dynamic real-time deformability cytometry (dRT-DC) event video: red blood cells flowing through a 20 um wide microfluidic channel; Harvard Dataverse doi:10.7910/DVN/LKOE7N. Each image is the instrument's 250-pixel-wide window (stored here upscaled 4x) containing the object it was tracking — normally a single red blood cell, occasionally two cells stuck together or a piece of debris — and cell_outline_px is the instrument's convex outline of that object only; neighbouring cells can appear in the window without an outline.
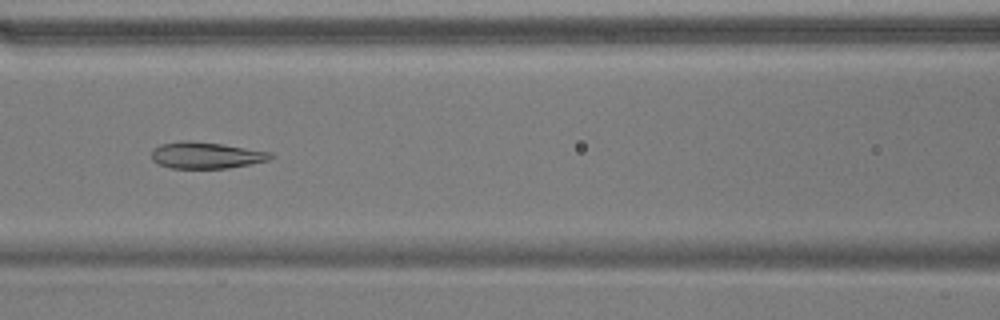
{"species": "common noctule bat (a hibernating species)", "species_latin": "Nyctalus noctula", "temperature_condition": "warm", "stored_images_in_passage": 50, "camera_frame_rate_fps": 3000, "um_per_image_px": 0.085, "animal": {"sex": "male", "body_mass_g": 17.9}, "frame": {"image": 1, "passage_image": 20, "time_ms": 6.333, "image_size_px": [1000, 320], "cell_outline_px": [[276, 156], [268, 160], [228, 168], [172, 168], [160, 164], [152, 160], [152, 148], [160, 144], [220, 144], [272, 152]], "centroid_in_image_um": [17.59, 13.25], "position_along_channel_um": 149.0, "area_um2": 17.34}}
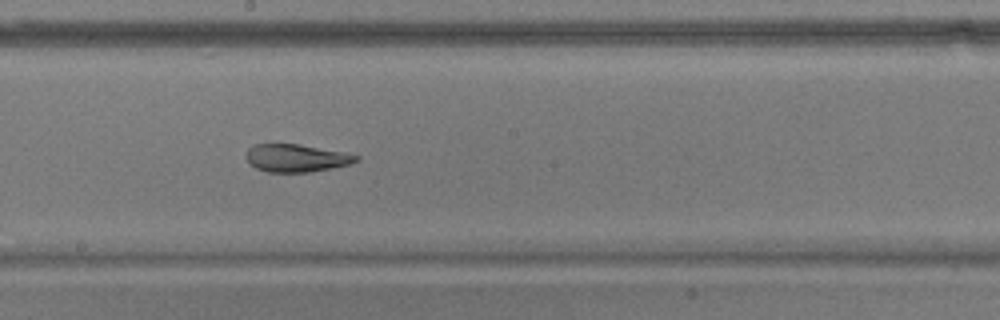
{"frame": {"image": 2, "passage_image": 26, "time_ms": 8.333, "image_size_px": [1000, 320], "cell_outline_px": [[360, 160], [348, 164], [308, 172], [268, 172], [256, 168], [248, 164], [244, 156], [248, 148], [256, 144], [300, 144], [348, 152], [360, 156]], "centroid_in_image_um": [25.16, 13.42], "position_along_channel_um": 223.0, "area_um2": 17.98}}
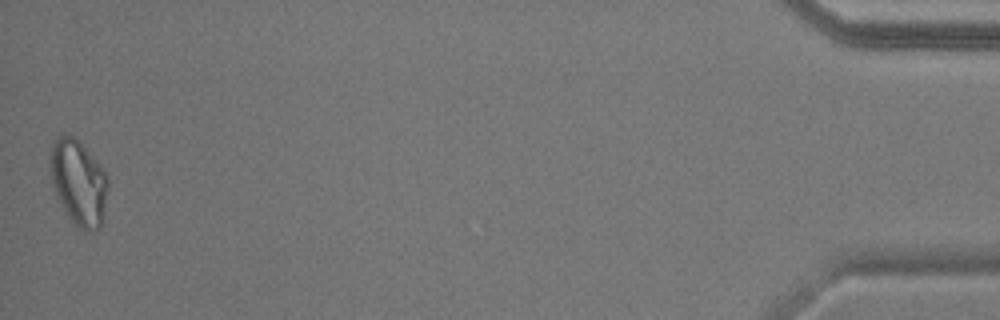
{"frame": {"image": 3, "passage_image": 50, "time_ms": 16.333, "image_size_px": [1000, 320], "cell_outline_px": [[108, 184], [104, 220], [100, 228], [92, 232], [88, 232], [80, 228], [72, 220], [64, 208], [60, 200], [52, 180], [52, 148], [56, 140], [64, 132], [72, 136], [92, 156], [104, 172], [108, 180]], "centroid_in_image_um": [6.74, 15.57], "position_along_channel_um": 428.5, "area_um2": 27.63}, "authors_computed_cell_mechanics": {"area_um2": 21.4727, "velocity_mm_per_s": 3.7139, "shape_relaxation_time_tau1_ms": null, "shape_relaxation_time_tau2_ms": 2.9859, "deformation_change_tau1": null, "deformation_change_tau2": 0.0508}}